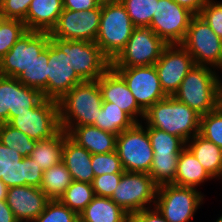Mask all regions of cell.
Segmentation results:
<instances>
[{
    "instance_id": "1",
    "label": "cell",
    "mask_w": 222,
    "mask_h": 222,
    "mask_svg": "<svg viewBox=\"0 0 222 222\" xmlns=\"http://www.w3.org/2000/svg\"><path fill=\"white\" fill-rule=\"evenodd\" d=\"M102 102L98 80L75 85L58 101L60 128L67 133L72 127L93 125Z\"/></svg>"
},
{
    "instance_id": "2",
    "label": "cell",
    "mask_w": 222,
    "mask_h": 222,
    "mask_svg": "<svg viewBox=\"0 0 222 222\" xmlns=\"http://www.w3.org/2000/svg\"><path fill=\"white\" fill-rule=\"evenodd\" d=\"M200 118L201 115L188 105L174 96H167L149 107L143 120L146 127L164 130L187 142L199 133Z\"/></svg>"
},
{
    "instance_id": "3",
    "label": "cell",
    "mask_w": 222,
    "mask_h": 222,
    "mask_svg": "<svg viewBox=\"0 0 222 222\" xmlns=\"http://www.w3.org/2000/svg\"><path fill=\"white\" fill-rule=\"evenodd\" d=\"M217 74L213 67L195 64L173 96L201 116L205 115L221 104V77Z\"/></svg>"
},
{
    "instance_id": "4",
    "label": "cell",
    "mask_w": 222,
    "mask_h": 222,
    "mask_svg": "<svg viewBox=\"0 0 222 222\" xmlns=\"http://www.w3.org/2000/svg\"><path fill=\"white\" fill-rule=\"evenodd\" d=\"M134 28L121 2L101 5L100 26L95 43L112 62L125 48Z\"/></svg>"
},
{
    "instance_id": "5",
    "label": "cell",
    "mask_w": 222,
    "mask_h": 222,
    "mask_svg": "<svg viewBox=\"0 0 222 222\" xmlns=\"http://www.w3.org/2000/svg\"><path fill=\"white\" fill-rule=\"evenodd\" d=\"M143 122L117 135L116 152L124 171L148 173L153 162V148Z\"/></svg>"
},
{
    "instance_id": "6",
    "label": "cell",
    "mask_w": 222,
    "mask_h": 222,
    "mask_svg": "<svg viewBox=\"0 0 222 222\" xmlns=\"http://www.w3.org/2000/svg\"><path fill=\"white\" fill-rule=\"evenodd\" d=\"M157 189L148 173L125 171L110 199L131 215L154 207Z\"/></svg>"
},
{
    "instance_id": "7",
    "label": "cell",
    "mask_w": 222,
    "mask_h": 222,
    "mask_svg": "<svg viewBox=\"0 0 222 222\" xmlns=\"http://www.w3.org/2000/svg\"><path fill=\"white\" fill-rule=\"evenodd\" d=\"M203 196L193 187L163 184L158 186L154 207L168 222H189L203 204Z\"/></svg>"
},
{
    "instance_id": "8",
    "label": "cell",
    "mask_w": 222,
    "mask_h": 222,
    "mask_svg": "<svg viewBox=\"0 0 222 222\" xmlns=\"http://www.w3.org/2000/svg\"><path fill=\"white\" fill-rule=\"evenodd\" d=\"M222 39L219 38L207 22L194 15L181 45L192 56L194 64L216 68L222 67Z\"/></svg>"
},
{
    "instance_id": "9",
    "label": "cell",
    "mask_w": 222,
    "mask_h": 222,
    "mask_svg": "<svg viewBox=\"0 0 222 222\" xmlns=\"http://www.w3.org/2000/svg\"><path fill=\"white\" fill-rule=\"evenodd\" d=\"M47 99L59 101L75 85L83 82L69 62V40L50 37Z\"/></svg>"
},
{
    "instance_id": "10",
    "label": "cell",
    "mask_w": 222,
    "mask_h": 222,
    "mask_svg": "<svg viewBox=\"0 0 222 222\" xmlns=\"http://www.w3.org/2000/svg\"><path fill=\"white\" fill-rule=\"evenodd\" d=\"M167 44L149 27H135L125 48L111 62V67L154 65Z\"/></svg>"
},
{
    "instance_id": "11",
    "label": "cell",
    "mask_w": 222,
    "mask_h": 222,
    "mask_svg": "<svg viewBox=\"0 0 222 222\" xmlns=\"http://www.w3.org/2000/svg\"><path fill=\"white\" fill-rule=\"evenodd\" d=\"M8 124L33 140L49 139L61 129L58 102L44 98L35 108L18 113Z\"/></svg>"
},
{
    "instance_id": "12",
    "label": "cell",
    "mask_w": 222,
    "mask_h": 222,
    "mask_svg": "<svg viewBox=\"0 0 222 222\" xmlns=\"http://www.w3.org/2000/svg\"><path fill=\"white\" fill-rule=\"evenodd\" d=\"M49 32L27 30L0 59V75L17 78L47 47Z\"/></svg>"
},
{
    "instance_id": "13",
    "label": "cell",
    "mask_w": 222,
    "mask_h": 222,
    "mask_svg": "<svg viewBox=\"0 0 222 222\" xmlns=\"http://www.w3.org/2000/svg\"><path fill=\"white\" fill-rule=\"evenodd\" d=\"M194 14L173 0H158L149 26L167 45L181 44Z\"/></svg>"
},
{
    "instance_id": "14",
    "label": "cell",
    "mask_w": 222,
    "mask_h": 222,
    "mask_svg": "<svg viewBox=\"0 0 222 222\" xmlns=\"http://www.w3.org/2000/svg\"><path fill=\"white\" fill-rule=\"evenodd\" d=\"M112 68L124 79L136 102L144 111L167 97L154 65Z\"/></svg>"
},
{
    "instance_id": "15",
    "label": "cell",
    "mask_w": 222,
    "mask_h": 222,
    "mask_svg": "<svg viewBox=\"0 0 222 222\" xmlns=\"http://www.w3.org/2000/svg\"><path fill=\"white\" fill-rule=\"evenodd\" d=\"M101 5L86 11L63 9L50 37L95 42L99 31Z\"/></svg>"
},
{
    "instance_id": "16",
    "label": "cell",
    "mask_w": 222,
    "mask_h": 222,
    "mask_svg": "<svg viewBox=\"0 0 222 222\" xmlns=\"http://www.w3.org/2000/svg\"><path fill=\"white\" fill-rule=\"evenodd\" d=\"M43 170L32 158L22 157L0 141V180L8 188L16 186H32L40 188Z\"/></svg>"
},
{
    "instance_id": "17",
    "label": "cell",
    "mask_w": 222,
    "mask_h": 222,
    "mask_svg": "<svg viewBox=\"0 0 222 222\" xmlns=\"http://www.w3.org/2000/svg\"><path fill=\"white\" fill-rule=\"evenodd\" d=\"M43 99L40 91L25 86L17 78L0 75V124L35 108Z\"/></svg>"
},
{
    "instance_id": "18",
    "label": "cell",
    "mask_w": 222,
    "mask_h": 222,
    "mask_svg": "<svg viewBox=\"0 0 222 222\" xmlns=\"http://www.w3.org/2000/svg\"><path fill=\"white\" fill-rule=\"evenodd\" d=\"M193 65L192 56L181 44L167 45L164 48L154 66L167 96H173L177 92Z\"/></svg>"
},
{
    "instance_id": "19",
    "label": "cell",
    "mask_w": 222,
    "mask_h": 222,
    "mask_svg": "<svg viewBox=\"0 0 222 222\" xmlns=\"http://www.w3.org/2000/svg\"><path fill=\"white\" fill-rule=\"evenodd\" d=\"M69 62L83 81L98 80L111 67L95 42L80 40H69Z\"/></svg>"
},
{
    "instance_id": "20",
    "label": "cell",
    "mask_w": 222,
    "mask_h": 222,
    "mask_svg": "<svg viewBox=\"0 0 222 222\" xmlns=\"http://www.w3.org/2000/svg\"><path fill=\"white\" fill-rule=\"evenodd\" d=\"M98 85L103 102L115 103V106L126 112L136 123L142 122L145 111L136 102L124 79L112 67L98 79Z\"/></svg>"
},
{
    "instance_id": "21",
    "label": "cell",
    "mask_w": 222,
    "mask_h": 222,
    "mask_svg": "<svg viewBox=\"0 0 222 222\" xmlns=\"http://www.w3.org/2000/svg\"><path fill=\"white\" fill-rule=\"evenodd\" d=\"M50 200L40 188L28 185L8 188L6 199L19 222H33Z\"/></svg>"
},
{
    "instance_id": "22",
    "label": "cell",
    "mask_w": 222,
    "mask_h": 222,
    "mask_svg": "<svg viewBox=\"0 0 222 222\" xmlns=\"http://www.w3.org/2000/svg\"><path fill=\"white\" fill-rule=\"evenodd\" d=\"M68 136L91 154H104L116 151L117 135L101 130L94 125L72 127Z\"/></svg>"
},
{
    "instance_id": "23",
    "label": "cell",
    "mask_w": 222,
    "mask_h": 222,
    "mask_svg": "<svg viewBox=\"0 0 222 222\" xmlns=\"http://www.w3.org/2000/svg\"><path fill=\"white\" fill-rule=\"evenodd\" d=\"M92 154L68 135L64 138L62 161L73 181L92 184L95 174L91 166Z\"/></svg>"
},
{
    "instance_id": "24",
    "label": "cell",
    "mask_w": 222,
    "mask_h": 222,
    "mask_svg": "<svg viewBox=\"0 0 222 222\" xmlns=\"http://www.w3.org/2000/svg\"><path fill=\"white\" fill-rule=\"evenodd\" d=\"M63 9V0H32L24 21L26 29L50 33Z\"/></svg>"
},
{
    "instance_id": "25",
    "label": "cell",
    "mask_w": 222,
    "mask_h": 222,
    "mask_svg": "<svg viewBox=\"0 0 222 222\" xmlns=\"http://www.w3.org/2000/svg\"><path fill=\"white\" fill-rule=\"evenodd\" d=\"M186 147L213 179H222V149L220 147L199 133L186 142Z\"/></svg>"
},
{
    "instance_id": "26",
    "label": "cell",
    "mask_w": 222,
    "mask_h": 222,
    "mask_svg": "<svg viewBox=\"0 0 222 222\" xmlns=\"http://www.w3.org/2000/svg\"><path fill=\"white\" fill-rule=\"evenodd\" d=\"M213 178L204 169L195 155L187 148L179 154L175 180L171 183L182 187H200L204 181Z\"/></svg>"
},
{
    "instance_id": "27",
    "label": "cell",
    "mask_w": 222,
    "mask_h": 222,
    "mask_svg": "<svg viewBox=\"0 0 222 222\" xmlns=\"http://www.w3.org/2000/svg\"><path fill=\"white\" fill-rule=\"evenodd\" d=\"M82 222H128L130 215L108 197L94 196L78 215Z\"/></svg>"
},
{
    "instance_id": "28",
    "label": "cell",
    "mask_w": 222,
    "mask_h": 222,
    "mask_svg": "<svg viewBox=\"0 0 222 222\" xmlns=\"http://www.w3.org/2000/svg\"><path fill=\"white\" fill-rule=\"evenodd\" d=\"M68 134L60 129L53 137L36 141L34 150L29 155L45 171L62 161L64 138Z\"/></svg>"
},
{
    "instance_id": "29",
    "label": "cell",
    "mask_w": 222,
    "mask_h": 222,
    "mask_svg": "<svg viewBox=\"0 0 222 222\" xmlns=\"http://www.w3.org/2000/svg\"><path fill=\"white\" fill-rule=\"evenodd\" d=\"M135 123L126 112L115 106V103L102 102V108L93 125L101 130L119 135Z\"/></svg>"
},
{
    "instance_id": "30",
    "label": "cell",
    "mask_w": 222,
    "mask_h": 222,
    "mask_svg": "<svg viewBox=\"0 0 222 222\" xmlns=\"http://www.w3.org/2000/svg\"><path fill=\"white\" fill-rule=\"evenodd\" d=\"M72 177L63 161L43 171L40 189L51 199H59L72 183Z\"/></svg>"
},
{
    "instance_id": "31",
    "label": "cell",
    "mask_w": 222,
    "mask_h": 222,
    "mask_svg": "<svg viewBox=\"0 0 222 222\" xmlns=\"http://www.w3.org/2000/svg\"><path fill=\"white\" fill-rule=\"evenodd\" d=\"M49 43L38 58L17 79L29 88L36 89L47 99Z\"/></svg>"
},
{
    "instance_id": "32",
    "label": "cell",
    "mask_w": 222,
    "mask_h": 222,
    "mask_svg": "<svg viewBox=\"0 0 222 222\" xmlns=\"http://www.w3.org/2000/svg\"><path fill=\"white\" fill-rule=\"evenodd\" d=\"M95 196L90 183L72 181L59 200L79 215Z\"/></svg>"
},
{
    "instance_id": "33",
    "label": "cell",
    "mask_w": 222,
    "mask_h": 222,
    "mask_svg": "<svg viewBox=\"0 0 222 222\" xmlns=\"http://www.w3.org/2000/svg\"><path fill=\"white\" fill-rule=\"evenodd\" d=\"M179 154H154L149 171L150 177L158 185L171 184L176 177Z\"/></svg>"
},
{
    "instance_id": "34",
    "label": "cell",
    "mask_w": 222,
    "mask_h": 222,
    "mask_svg": "<svg viewBox=\"0 0 222 222\" xmlns=\"http://www.w3.org/2000/svg\"><path fill=\"white\" fill-rule=\"evenodd\" d=\"M154 154H180L186 142L164 130L146 127Z\"/></svg>"
},
{
    "instance_id": "35",
    "label": "cell",
    "mask_w": 222,
    "mask_h": 222,
    "mask_svg": "<svg viewBox=\"0 0 222 222\" xmlns=\"http://www.w3.org/2000/svg\"><path fill=\"white\" fill-rule=\"evenodd\" d=\"M0 141L3 145L18 151L24 158L31 154L36 145V140L31 139L8 123L0 124Z\"/></svg>"
},
{
    "instance_id": "36",
    "label": "cell",
    "mask_w": 222,
    "mask_h": 222,
    "mask_svg": "<svg viewBox=\"0 0 222 222\" xmlns=\"http://www.w3.org/2000/svg\"><path fill=\"white\" fill-rule=\"evenodd\" d=\"M158 0H121L135 27H149Z\"/></svg>"
},
{
    "instance_id": "37",
    "label": "cell",
    "mask_w": 222,
    "mask_h": 222,
    "mask_svg": "<svg viewBox=\"0 0 222 222\" xmlns=\"http://www.w3.org/2000/svg\"><path fill=\"white\" fill-rule=\"evenodd\" d=\"M199 134L222 149V104L201 116Z\"/></svg>"
},
{
    "instance_id": "38",
    "label": "cell",
    "mask_w": 222,
    "mask_h": 222,
    "mask_svg": "<svg viewBox=\"0 0 222 222\" xmlns=\"http://www.w3.org/2000/svg\"><path fill=\"white\" fill-rule=\"evenodd\" d=\"M26 31L25 24L21 20L4 18L0 22V59Z\"/></svg>"
},
{
    "instance_id": "39",
    "label": "cell",
    "mask_w": 222,
    "mask_h": 222,
    "mask_svg": "<svg viewBox=\"0 0 222 222\" xmlns=\"http://www.w3.org/2000/svg\"><path fill=\"white\" fill-rule=\"evenodd\" d=\"M79 216L59 199L50 200L33 222H76Z\"/></svg>"
},
{
    "instance_id": "40",
    "label": "cell",
    "mask_w": 222,
    "mask_h": 222,
    "mask_svg": "<svg viewBox=\"0 0 222 222\" xmlns=\"http://www.w3.org/2000/svg\"><path fill=\"white\" fill-rule=\"evenodd\" d=\"M91 166L95 176L125 172L116 151L104 154H92Z\"/></svg>"
},
{
    "instance_id": "41",
    "label": "cell",
    "mask_w": 222,
    "mask_h": 222,
    "mask_svg": "<svg viewBox=\"0 0 222 222\" xmlns=\"http://www.w3.org/2000/svg\"><path fill=\"white\" fill-rule=\"evenodd\" d=\"M199 15L207 22L214 33L222 39V2L208 0Z\"/></svg>"
},
{
    "instance_id": "42",
    "label": "cell",
    "mask_w": 222,
    "mask_h": 222,
    "mask_svg": "<svg viewBox=\"0 0 222 222\" xmlns=\"http://www.w3.org/2000/svg\"><path fill=\"white\" fill-rule=\"evenodd\" d=\"M123 173L103 174L95 176L92 182L93 191L96 196L110 198L117 188Z\"/></svg>"
},
{
    "instance_id": "43",
    "label": "cell",
    "mask_w": 222,
    "mask_h": 222,
    "mask_svg": "<svg viewBox=\"0 0 222 222\" xmlns=\"http://www.w3.org/2000/svg\"><path fill=\"white\" fill-rule=\"evenodd\" d=\"M32 0H5L0 6V15L5 19L25 21Z\"/></svg>"
},
{
    "instance_id": "44",
    "label": "cell",
    "mask_w": 222,
    "mask_h": 222,
    "mask_svg": "<svg viewBox=\"0 0 222 222\" xmlns=\"http://www.w3.org/2000/svg\"><path fill=\"white\" fill-rule=\"evenodd\" d=\"M131 222H168L155 208H147L130 215Z\"/></svg>"
},
{
    "instance_id": "45",
    "label": "cell",
    "mask_w": 222,
    "mask_h": 222,
    "mask_svg": "<svg viewBox=\"0 0 222 222\" xmlns=\"http://www.w3.org/2000/svg\"><path fill=\"white\" fill-rule=\"evenodd\" d=\"M98 6L96 0H63V8L71 11H86Z\"/></svg>"
},
{
    "instance_id": "46",
    "label": "cell",
    "mask_w": 222,
    "mask_h": 222,
    "mask_svg": "<svg viewBox=\"0 0 222 222\" xmlns=\"http://www.w3.org/2000/svg\"><path fill=\"white\" fill-rule=\"evenodd\" d=\"M180 6L187 8L194 15H199L202 8L206 5L208 0H173Z\"/></svg>"
},
{
    "instance_id": "47",
    "label": "cell",
    "mask_w": 222,
    "mask_h": 222,
    "mask_svg": "<svg viewBox=\"0 0 222 222\" xmlns=\"http://www.w3.org/2000/svg\"><path fill=\"white\" fill-rule=\"evenodd\" d=\"M0 222H19L6 200H0Z\"/></svg>"
},
{
    "instance_id": "48",
    "label": "cell",
    "mask_w": 222,
    "mask_h": 222,
    "mask_svg": "<svg viewBox=\"0 0 222 222\" xmlns=\"http://www.w3.org/2000/svg\"><path fill=\"white\" fill-rule=\"evenodd\" d=\"M7 191H8L7 185L2 180H0V200L7 199Z\"/></svg>"
},
{
    "instance_id": "49",
    "label": "cell",
    "mask_w": 222,
    "mask_h": 222,
    "mask_svg": "<svg viewBox=\"0 0 222 222\" xmlns=\"http://www.w3.org/2000/svg\"><path fill=\"white\" fill-rule=\"evenodd\" d=\"M99 5H104L108 3H119L121 0H96Z\"/></svg>"
},
{
    "instance_id": "50",
    "label": "cell",
    "mask_w": 222,
    "mask_h": 222,
    "mask_svg": "<svg viewBox=\"0 0 222 222\" xmlns=\"http://www.w3.org/2000/svg\"><path fill=\"white\" fill-rule=\"evenodd\" d=\"M216 222H222V214H221V216L216 220Z\"/></svg>"
},
{
    "instance_id": "51",
    "label": "cell",
    "mask_w": 222,
    "mask_h": 222,
    "mask_svg": "<svg viewBox=\"0 0 222 222\" xmlns=\"http://www.w3.org/2000/svg\"><path fill=\"white\" fill-rule=\"evenodd\" d=\"M220 89H221V104H222V85H220Z\"/></svg>"
},
{
    "instance_id": "52",
    "label": "cell",
    "mask_w": 222,
    "mask_h": 222,
    "mask_svg": "<svg viewBox=\"0 0 222 222\" xmlns=\"http://www.w3.org/2000/svg\"><path fill=\"white\" fill-rule=\"evenodd\" d=\"M220 70H222V67L220 68ZM219 83L220 85H222V79H219Z\"/></svg>"
},
{
    "instance_id": "53",
    "label": "cell",
    "mask_w": 222,
    "mask_h": 222,
    "mask_svg": "<svg viewBox=\"0 0 222 222\" xmlns=\"http://www.w3.org/2000/svg\"><path fill=\"white\" fill-rule=\"evenodd\" d=\"M5 0H0V6L4 3Z\"/></svg>"
},
{
    "instance_id": "54",
    "label": "cell",
    "mask_w": 222,
    "mask_h": 222,
    "mask_svg": "<svg viewBox=\"0 0 222 222\" xmlns=\"http://www.w3.org/2000/svg\"><path fill=\"white\" fill-rule=\"evenodd\" d=\"M4 18L0 15V22L3 20Z\"/></svg>"
}]
</instances>
